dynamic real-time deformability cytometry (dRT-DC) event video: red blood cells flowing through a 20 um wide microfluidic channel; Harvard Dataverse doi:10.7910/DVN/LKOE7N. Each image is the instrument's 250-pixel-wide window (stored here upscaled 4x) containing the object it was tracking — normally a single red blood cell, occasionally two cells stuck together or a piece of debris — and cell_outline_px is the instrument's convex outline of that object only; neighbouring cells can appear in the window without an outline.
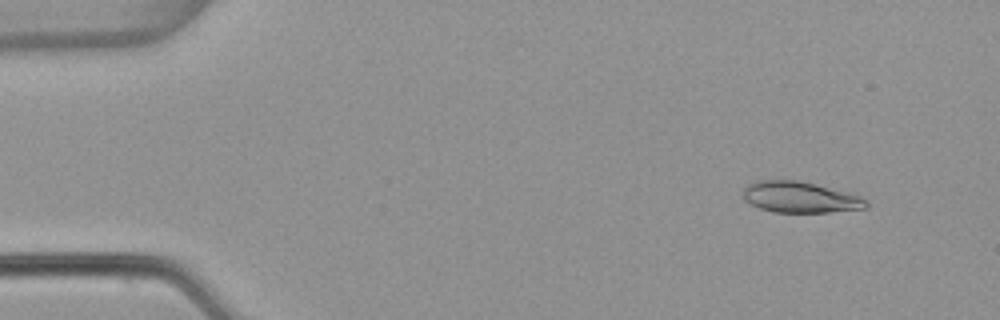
{"species": "common noctule bat (a hibernating species)", "species_latin": "Nyctalus noctula", "temperature_condition": "warm", "stored_images_in_passage": 53, "camera_frame_rate_fps": 3000, "um_per_image_px": 0.085, "animal": {"sex": "female", "body_mass_g": 22.7, "forearm_length_mm": 54.2}, "frame": {"image": 1, "passage_image": 5, "time_ms": 1.333, "image_size_px": [1000, 320], "cell_outline_px": [[868, 208], [828, 212], [772, 212], [760, 208], [744, 200], [744, 184], [756, 180], [796, 180], [848, 192], [860, 196], [868, 200]], "centroid_in_image_um": [68.0, 16.76], "position_along_channel_um": 17.0, "area_um2": 22.31}}
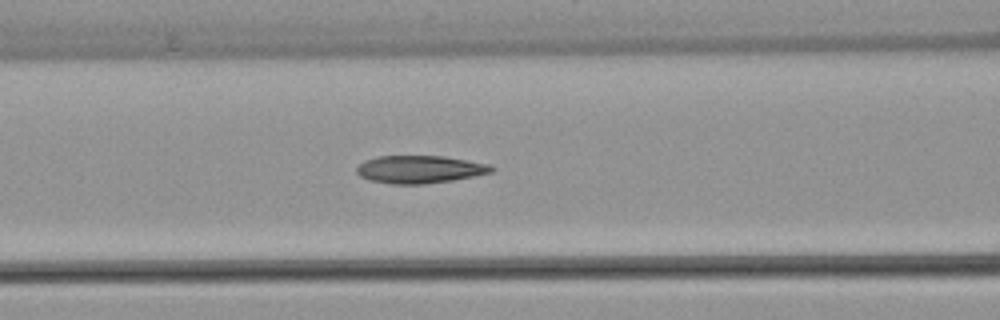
{"frame": {"image": 2, "passage_image": 22, "time_ms": 7.0, "image_size_px": [1000, 320], "cell_outline_px": [[496, 168], [492, 172], [452, 180], [424, 184], [392, 184], [368, 180], [360, 176], [356, 172], [356, 168], [364, 160], [376, 156], [444, 156], [488, 164]], "centroid_in_image_um": [35.63, 14.39], "position_along_channel_um": 131.0, "area_um2": 21.73}}
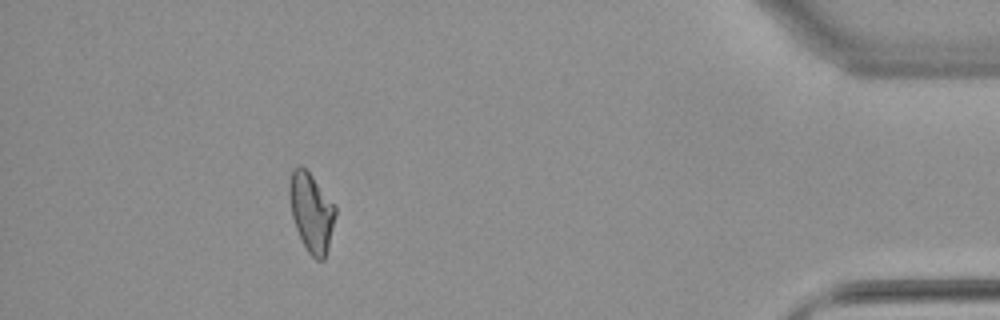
{"frame": {"image": 3, "passage_image": 48, "time_ms": 15.667, "image_size_px": [1000, 320], "cell_outline_px": [[336, 216], [328, 248], [324, 260], [316, 260], [308, 252], [296, 228], [292, 216], [288, 192], [288, 184], [292, 168], [300, 164], [312, 176], [336, 204]], "centroid_in_image_um": [26.47, 18.01], "position_along_channel_um": 408.7, "area_um2": 21.33}, "authors_computed_cell_mechanics": {"area_um2": 21.6172, "velocity_mm_per_s": 3.8436, "shape_relaxation_time_tau1_ms": null, "shape_relaxation_time_tau2_ms": 2.9164, "deformation_change_tau1": null, "deformation_change_tau2": 0.1042}}